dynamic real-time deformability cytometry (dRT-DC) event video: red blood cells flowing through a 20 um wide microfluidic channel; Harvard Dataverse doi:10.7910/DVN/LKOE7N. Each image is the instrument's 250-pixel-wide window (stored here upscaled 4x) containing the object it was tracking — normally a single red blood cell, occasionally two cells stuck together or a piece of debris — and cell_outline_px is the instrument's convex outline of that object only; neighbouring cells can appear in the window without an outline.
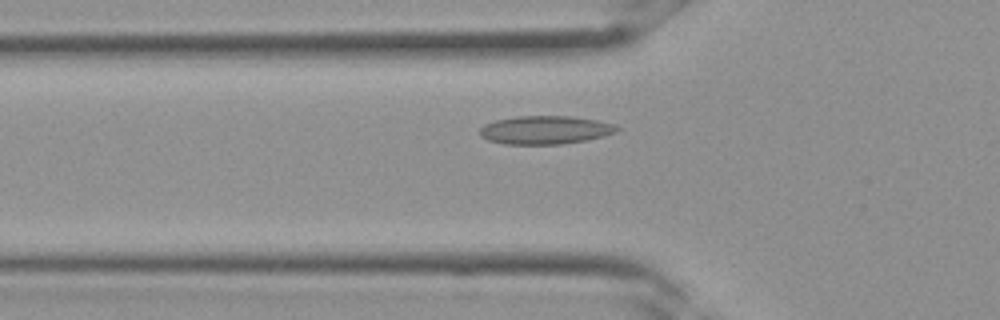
{"species": "Egyptian fruit bat (a non-hibernating species)", "species_latin": "Rousettus aegyptiacus", "temperature_condition": "room temperature", "stored_images_in_passage": 9, "camera_frame_rate_fps": 3000, "um_per_image_px": 0.085, "frame": {"image": 1, "passage_image": 8, "time_ms": 2.333, "image_size_px": [1000, 320], "cell_outline_px": [[620, 128], [616, 132], [604, 136], [588, 140], [560, 144], [504, 144], [488, 140], [480, 136], [480, 128], [484, 124], [496, 120], [516, 116], [572, 116], [596, 120], [616, 124]], "centroid_in_image_um": [46.36, 11.04], "position_along_channel_um": 79.4, "area_um2": 22.77}}